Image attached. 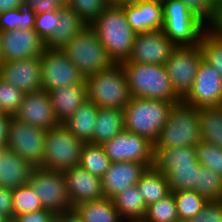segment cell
I'll return each instance as SVG.
<instances>
[{"label": "cell", "mask_w": 222, "mask_h": 222, "mask_svg": "<svg viewBox=\"0 0 222 222\" xmlns=\"http://www.w3.org/2000/svg\"><path fill=\"white\" fill-rule=\"evenodd\" d=\"M90 27L114 63H120L128 58L136 33L129 25L121 5L109 4Z\"/></svg>", "instance_id": "6da1fadb"}, {"label": "cell", "mask_w": 222, "mask_h": 222, "mask_svg": "<svg viewBox=\"0 0 222 222\" xmlns=\"http://www.w3.org/2000/svg\"><path fill=\"white\" fill-rule=\"evenodd\" d=\"M128 84L130 97L161 101L182 99L175 93L165 65L120 62Z\"/></svg>", "instance_id": "7a4b0ae2"}, {"label": "cell", "mask_w": 222, "mask_h": 222, "mask_svg": "<svg viewBox=\"0 0 222 222\" xmlns=\"http://www.w3.org/2000/svg\"><path fill=\"white\" fill-rule=\"evenodd\" d=\"M175 104L178 102L130 97L123 109L124 128L155 144Z\"/></svg>", "instance_id": "3957f363"}, {"label": "cell", "mask_w": 222, "mask_h": 222, "mask_svg": "<svg viewBox=\"0 0 222 222\" xmlns=\"http://www.w3.org/2000/svg\"><path fill=\"white\" fill-rule=\"evenodd\" d=\"M88 100L100 108L123 110L130 100L127 78L120 63L85 77Z\"/></svg>", "instance_id": "277c9868"}, {"label": "cell", "mask_w": 222, "mask_h": 222, "mask_svg": "<svg viewBox=\"0 0 222 222\" xmlns=\"http://www.w3.org/2000/svg\"><path fill=\"white\" fill-rule=\"evenodd\" d=\"M201 140L198 109L181 102L169 111L154 148L196 146Z\"/></svg>", "instance_id": "5b68a950"}, {"label": "cell", "mask_w": 222, "mask_h": 222, "mask_svg": "<svg viewBox=\"0 0 222 222\" xmlns=\"http://www.w3.org/2000/svg\"><path fill=\"white\" fill-rule=\"evenodd\" d=\"M163 32L176 46L200 44L207 25L179 0H161Z\"/></svg>", "instance_id": "8992f818"}, {"label": "cell", "mask_w": 222, "mask_h": 222, "mask_svg": "<svg viewBox=\"0 0 222 222\" xmlns=\"http://www.w3.org/2000/svg\"><path fill=\"white\" fill-rule=\"evenodd\" d=\"M61 50L84 77L115 64L90 26L85 27Z\"/></svg>", "instance_id": "52a82bcc"}, {"label": "cell", "mask_w": 222, "mask_h": 222, "mask_svg": "<svg viewBox=\"0 0 222 222\" xmlns=\"http://www.w3.org/2000/svg\"><path fill=\"white\" fill-rule=\"evenodd\" d=\"M84 144L62 123L47 130L42 168L64 172L76 167L79 164Z\"/></svg>", "instance_id": "ba28073f"}, {"label": "cell", "mask_w": 222, "mask_h": 222, "mask_svg": "<svg viewBox=\"0 0 222 222\" xmlns=\"http://www.w3.org/2000/svg\"><path fill=\"white\" fill-rule=\"evenodd\" d=\"M201 46H176L166 61L165 68L175 93L183 99L191 90L200 62Z\"/></svg>", "instance_id": "9c48e42d"}, {"label": "cell", "mask_w": 222, "mask_h": 222, "mask_svg": "<svg viewBox=\"0 0 222 222\" xmlns=\"http://www.w3.org/2000/svg\"><path fill=\"white\" fill-rule=\"evenodd\" d=\"M47 131L11 117L6 148L19 154L34 168H42Z\"/></svg>", "instance_id": "30bf717a"}, {"label": "cell", "mask_w": 222, "mask_h": 222, "mask_svg": "<svg viewBox=\"0 0 222 222\" xmlns=\"http://www.w3.org/2000/svg\"><path fill=\"white\" fill-rule=\"evenodd\" d=\"M40 62L42 89L46 92L85 82L83 74L61 49L46 48L40 56Z\"/></svg>", "instance_id": "8fae6325"}, {"label": "cell", "mask_w": 222, "mask_h": 222, "mask_svg": "<svg viewBox=\"0 0 222 222\" xmlns=\"http://www.w3.org/2000/svg\"><path fill=\"white\" fill-rule=\"evenodd\" d=\"M101 146L111 163L138 162L148 168L153 166L154 143L125 129Z\"/></svg>", "instance_id": "7c38bea8"}, {"label": "cell", "mask_w": 222, "mask_h": 222, "mask_svg": "<svg viewBox=\"0 0 222 222\" xmlns=\"http://www.w3.org/2000/svg\"><path fill=\"white\" fill-rule=\"evenodd\" d=\"M28 183L45 209L55 214L73 208L62 172L34 168Z\"/></svg>", "instance_id": "4fadbf2b"}, {"label": "cell", "mask_w": 222, "mask_h": 222, "mask_svg": "<svg viewBox=\"0 0 222 222\" xmlns=\"http://www.w3.org/2000/svg\"><path fill=\"white\" fill-rule=\"evenodd\" d=\"M182 102L197 109L222 106V77L206 61L200 62L193 86Z\"/></svg>", "instance_id": "5bb4252c"}, {"label": "cell", "mask_w": 222, "mask_h": 222, "mask_svg": "<svg viewBox=\"0 0 222 222\" xmlns=\"http://www.w3.org/2000/svg\"><path fill=\"white\" fill-rule=\"evenodd\" d=\"M175 47L162 29L137 33L130 55L122 62L164 65Z\"/></svg>", "instance_id": "9a60e30c"}, {"label": "cell", "mask_w": 222, "mask_h": 222, "mask_svg": "<svg viewBox=\"0 0 222 222\" xmlns=\"http://www.w3.org/2000/svg\"><path fill=\"white\" fill-rule=\"evenodd\" d=\"M46 48L34 29L1 31V62L40 57Z\"/></svg>", "instance_id": "2e32d148"}, {"label": "cell", "mask_w": 222, "mask_h": 222, "mask_svg": "<svg viewBox=\"0 0 222 222\" xmlns=\"http://www.w3.org/2000/svg\"><path fill=\"white\" fill-rule=\"evenodd\" d=\"M0 78L24 94L42 89L40 57L0 62Z\"/></svg>", "instance_id": "e0dca14e"}, {"label": "cell", "mask_w": 222, "mask_h": 222, "mask_svg": "<svg viewBox=\"0 0 222 222\" xmlns=\"http://www.w3.org/2000/svg\"><path fill=\"white\" fill-rule=\"evenodd\" d=\"M14 117L45 131L60 124L54 115L49 94L43 89L24 94Z\"/></svg>", "instance_id": "ac0fdd59"}, {"label": "cell", "mask_w": 222, "mask_h": 222, "mask_svg": "<svg viewBox=\"0 0 222 222\" xmlns=\"http://www.w3.org/2000/svg\"><path fill=\"white\" fill-rule=\"evenodd\" d=\"M62 174L73 207L83 202L105 198L102 179L92 175L79 165L62 172Z\"/></svg>", "instance_id": "d6986e66"}, {"label": "cell", "mask_w": 222, "mask_h": 222, "mask_svg": "<svg viewBox=\"0 0 222 222\" xmlns=\"http://www.w3.org/2000/svg\"><path fill=\"white\" fill-rule=\"evenodd\" d=\"M148 167L138 162L111 163L102 179L105 198L112 199L127 188L135 186Z\"/></svg>", "instance_id": "ffe728a7"}, {"label": "cell", "mask_w": 222, "mask_h": 222, "mask_svg": "<svg viewBox=\"0 0 222 222\" xmlns=\"http://www.w3.org/2000/svg\"><path fill=\"white\" fill-rule=\"evenodd\" d=\"M132 30L137 33L163 28V6L161 0H137L121 5Z\"/></svg>", "instance_id": "44dd1931"}, {"label": "cell", "mask_w": 222, "mask_h": 222, "mask_svg": "<svg viewBox=\"0 0 222 222\" xmlns=\"http://www.w3.org/2000/svg\"><path fill=\"white\" fill-rule=\"evenodd\" d=\"M54 115L59 123H64L79 106L88 101L85 82L48 92Z\"/></svg>", "instance_id": "7402d4cb"}, {"label": "cell", "mask_w": 222, "mask_h": 222, "mask_svg": "<svg viewBox=\"0 0 222 222\" xmlns=\"http://www.w3.org/2000/svg\"><path fill=\"white\" fill-rule=\"evenodd\" d=\"M34 167L19 154L4 147L0 161V187L15 189L28 183Z\"/></svg>", "instance_id": "603a6c76"}, {"label": "cell", "mask_w": 222, "mask_h": 222, "mask_svg": "<svg viewBox=\"0 0 222 222\" xmlns=\"http://www.w3.org/2000/svg\"><path fill=\"white\" fill-rule=\"evenodd\" d=\"M98 107L86 101L75 113L62 123L75 137L84 143H94V126Z\"/></svg>", "instance_id": "cb8c5ba5"}, {"label": "cell", "mask_w": 222, "mask_h": 222, "mask_svg": "<svg viewBox=\"0 0 222 222\" xmlns=\"http://www.w3.org/2000/svg\"><path fill=\"white\" fill-rule=\"evenodd\" d=\"M87 25L81 20L78 14L69 7L59 10L58 28L52 37L46 42L49 49H62L76 35H78Z\"/></svg>", "instance_id": "d4e9b609"}, {"label": "cell", "mask_w": 222, "mask_h": 222, "mask_svg": "<svg viewBox=\"0 0 222 222\" xmlns=\"http://www.w3.org/2000/svg\"><path fill=\"white\" fill-rule=\"evenodd\" d=\"M195 146L154 148L153 168L166 175L176 165L196 164Z\"/></svg>", "instance_id": "484cf974"}, {"label": "cell", "mask_w": 222, "mask_h": 222, "mask_svg": "<svg viewBox=\"0 0 222 222\" xmlns=\"http://www.w3.org/2000/svg\"><path fill=\"white\" fill-rule=\"evenodd\" d=\"M124 111L98 107L94 126V144L102 145L124 130Z\"/></svg>", "instance_id": "4316f807"}, {"label": "cell", "mask_w": 222, "mask_h": 222, "mask_svg": "<svg viewBox=\"0 0 222 222\" xmlns=\"http://www.w3.org/2000/svg\"><path fill=\"white\" fill-rule=\"evenodd\" d=\"M113 204L124 222H142L147 207L137 188H127L112 198Z\"/></svg>", "instance_id": "83f0119b"}, {"label": "cell", "mask_w": 222, "mask_h": 222, "mask_svg": "<svg viewBox=\"0 0 222 222\" xmlns=\"http://www.w3.org/2000/svg\"><path fill=\"white\" fill-rule=\"evenodd\" d=\"M136 186L146 207L172 193L166 175L155 170L153 167L146 170Z\"/></svg>", "instance_id": "f1b7e54d"}, {"label": "cell", "mask_w": 222, "mask_h": 222, "mask_svg": "<svg viewBox=\"0 0 222 222\" xmlns=\"http://www.w3.org/2000/svg\"><path fill=\"white\" fill-rule=\"evenodd\" d=\"M81 214L83 222H124L112 199L87 201L75 206Z\"/></svg>", "instance_id": "f546056e"}, {"label": "cell", "mask_w": 222, "mask_h": 222, "mask_svg": "<svg viewBox=\"0 0 222 222\" xmlns=\"http://www.w3.org/2000/svg\"><path fill=\"white\" fill-rule=\"evenodd\" d=\"M201 139L222 148V106L198 109Z\"/></svg>", "instance_id": "4dcf8cb0"}, {"label": "cell", "mask_w": 222, "mask_h": 222, "mask_svg": "<svg viewBox=\"0 0 222 222\" xmlns=\"http://www.w3.org/2000/svg\"><path fill=\"white\" fill-rule=\"evenodd\" d=\"M111 164L103 147L99 144L85 143L80 156L79 166L92 175L102 178Z\"/></svg>", "instance_id": "1f68e13d"}, {"label": "cell", "mask_w": 222, "mask_h": 222, "mask_svg": "<svg viewBox=\"0 0 222 222\" xmlns=\"http://www.w3.org/2000/svg\"><path fill=\"white\" fill-rule=\"evenodd\" d=\"M36 13L25 2L18 8L0 13V31L34 29Z\"/></svg>", "instance_id": "d6a6232c"}, {"label": "cell", "mask_w": 222, "mask_h": 222, "mask_svg": "<svg viewBox=\"0 0 222 222\" xmlns=\"http://www.w3.org/2000/svg\"><path fill=\"white\" fill-rule=\"evenodd\" d=\"M200 167L201 165L198 162L196 164H183L174 166V168L166 174L170 191H196L197 171Z\"/></svg>", "instance_id": "836d02e7"}, {"label": "cell", "mask_w": 222, "mask_h": 222, "mask_svg": "<svg viewBox=\"0 0 222 222\" xmlns=\"http://www.w3.org/2000/svg\"><path fill=\"white\" fill-rule=\"evenodd\" d=\"M196 192L207 201L222 200V178L209 168L197 171Z\"/></svg>", "instance_id": "e575fe53"}, {"label": "cell", "mask_w": 222, "mask_h": 222, "mask_svg": "<svg viewBox=\"0 0 222 222\" xmlns=\"http://www.w3.org/2000/svg\"><path fill=\"white\" fill-rule=\"evenodd\" d=\"M177 207V215L181 220H192L208 202L193 190L172 192Z\"/></svg>", "instance_id": "d590c367"}, {"label": "cell", "mask_w": 222, "mask_h": 222, "mask_svg": "<svg viewBox=\"0 0 222 222\" xmlns=\"http://www.w3.org/2000/svg\"><path fill=\"white\" fill-rule=\"evenodd\" d=\"M199 45L201 46L203 60L222 77V38L206 28Z\"/></svg>", "instance_id": "8d00e7d4"}, {"label": "cell", "mask_w": 222, "mask_h": 222, "mask_svg": "<svg viewBox=\"0 0 222 222\" xmlns=\"http://www.w3.org/2000/svg\"><path fill=\"white\" fill-rule=\"evenodd\" d=\"M13 219L24 213H31L44 209L39 197L29 183L12 190Z\"/></svg>", "instance_id": "74e56055"}, {"label": "cell", "mask_w": 222, "mask_h": 222, "mask_svg": "<svg viewBox=\"0 0 222 222\" xmlns=\"http://www.w3.org/2000/svg\"><path fill=\"white\" fill-rule=\"evenodd\" d=\"M177 207L173 193L147 207L142 222H177Z\"/></svg>", "instance_id": "f35d334b"}, {"label": "cell", "mask_w": 222, "mask_h": 222, "mask_svg": "<svg viewBox=\"0 0 222 222\" xmlns=\"http://www.w3.org/2000/svg\"><path fill=\"white\" fill-rule=\"evenodd\" d=\"M108 5V0H67L66 6L73 9L90 26Z\"/></svg>", "instance_id": "ab89813d"}, {"label": "cell", "mask_w": 222, "mask_h": 222, "mask_svg": "<svg viewBox=\"0 0 222 222\" xmlns=\"http://www.w3.org/2000/svg\"><path fill=\"white\" fill-rule=\"evenodd\" d=\"M195 149L198 163L222 178V148L201 140Z\"/></svg>", "instance_id": "60d3db41"}, {"label": "cell", "mask_w": 222, "mask_h": 222, "mask_svg": "<svg viewBox=\"0 0 222 222\" xmlns=\"http://www.w3.org/2000/svg\"><path fill=\"white\" fill-rule=\"evenodd\" d=\"M24 93L0 78V112L14 116L22 103Z\"/></svg>", "instance_id": "b9f144b4"}, {"label": "cell", "mask_w": 222, "mask_h": 222, "mask_svg": "<svg viewBox=\"0 0 222 222\" xmlns=\"http://www.w3.org/2000/svg\"><path fill=\"white\" fill-rule=\"evenodd\" d=\"M59 10L36 14L34 30L47 42L58 28Z\"/></svg>", "instance_id": "7bdbcfd3"}, {"label": "cell", "mask_w": 222, "mask_h": 222, "mask_svg": "<svg viewBox=\"0 0 222 222\" xmlns=\"http://www.w3.org/2000/svg\"><path fill=\"white\" fill-rule=\"evenodd\" d=\"M184 3L189 10L208 25L215 16V11L210 4V0H179Z\"/></svg>", "instance_id": "ee69618b"}, {"label": "cell", "mask_w": 222, "mask_h": 222, "mask_svg": "<svg viewBox=\"0 0 222 222\" xmlns=\"http://www.w3.org/2000/svg\"><path fill=\"white\" fill-rule=\"evenodd\" d=\"M193 222H222V200L208 201Z\"/></svg>", "instance_id": "f6af8a7d"}, {"label": "cell", "mask_w": 222, "mask_h": 222, "mask_svg": "<svg viewBox=\"0 0 222 222\" xmlns=\"http://www.w3.org/2000/svg\"><path fill=\"white\" fill-rule=\"evenodd\" d=\"M23 2L27 3L36 14L60 10L67 5V0H23Z\"/></svg>", "instance_id": "bcb514c9"}, {"label": "cell", "mask_w": 222, "mask_h": 222, "mask_svg": "<svg viewBox=\"0 0 222 222\" xmlns=\"http://www.w3.org/2000/svg\"><path fill=\"white\" fill-rule=\"evenodd\" d=\"M12 222H55V213L44 208L31 213L19 214Z\"/></svg>", "instance_id": "7dc6e473"}, {"label": "cell", "mask_w": 222, "mask_h": 222, "mask_svg": "<svg viewBox=\"0 0 222 222\" xmlns=\"http://www.w3.org/2000/svg\"><path fill=\"white\" fill-rule=\"evenodd\" d=\"M0 214L13 220L12 189L0 187Z\"/></svg>", "instance_id": "c3c4849f"}, {"label": "cell", "mask_w": 222, "mask_h": 222, "mask_svg": "<svg viewBox=\"0 0 222 222\" xmlns=\"http://www.w3.org/2000/svg\"><path fill=\"white\" fill-rule=\"evenodd\" d=\"M55 222H83L81 214L75 207L55 214Z\"/></svg>", "instance_id": "681fc988"}, {"label": "cell", "mask_w": 222, "mask_h": 222, "mask_svg": "<svg viewBox=\"0 0 222 222\" xmlns=\"http://www.w3.org/2000/svg\"><path fill=\"white\" fill-rule=\"evenodd\" d=\"M11 117L6 114H0V147H6L7 145Z\"/></svg>", "instance_id": "f907efd6"}, {"label": "cell", "mask_w": 222, "mask_h": 222, "mask_svg": "<svg viewBox=\"0 0 222 222\" xmlns=\"http://www.w3.org/2000/svg\"><path fill=\"white\" fill-rule=\"evenodd\" d=\"M207 28L222 38V7L215 11L213 20L207 25Z\"/></svg>", "instance_id": "816d5d0a"}, {"label": "cell", "mask_w": 222, "mask_h": 222, "mask_svg": "<svg viewBox=\"0 0 222 222\" xmlns=\"http://www.w3.org/2000/svg\"><path fill=\"white\" fill-rule=\"evenodd\" d=\"M22 2L23 0H0V13L16 9Z\"/></svg>", "instance_id": "f5cc1de1"}, {"label": "cell", "mask_w": 222, "mask_h": 222, "mask_svg": "<svg viewBox=\"0 0 222 222\" xmlns=\"http://www.w3.org/2000/svg\"><path fill=\"white\" fill-rule=\"evenodd\" d=\"M137 0H108L109 4L112 5H122L126 3L136 2Z\"/></svg>", "instance_id": "db71d44e"}, {"label": "cell", "mask_w": 222, "mask_h": 222, "mask_svg": "<svg viewBox=\"0 0 222 222\" xmlns=\"http://www.w3.org/2000/svg\"><path fill=\"white\" fill-rule=\"evenodd\" d=\"M210 4L213 7L214 11H217L222 7V0H210Z\"/></svg>", "instance_id": "11a10c76"}, {"label": "cell", "mask_w": 222, "mask_h": 222, "mask_svg": "<svg viewBox=\"0 0 222 222\" xmlns=\"http://www.w3.org/2000/svg\"><path fill=\"white\" fill-rule=\"evenodd\" d=\"M0 222H12V220L0 214Z\"/></svg>", "instance_id": "9f6ffc18"}, {"label": "cell", "mask_w": 222, "mask_h": 222, "mask_svg": "<svg viewBox=\"0 0 222 222\" xmlns=\"http://www.w3.org/2000/svg\"><path fill=\"white\" fill-rule=\"evenodd\" d=\"M3 152H4V147H0V161H1V156H2Z\"/></svg>", "instance_id": "6f0895ef"}, {"label": "cell", "mask_w": 222, "mask_h": 222, "mask_svg": "<svg viewBox=\"0 0 222 222\" xmlns=\"http://www.w3.org/2000/svg\"><path fill=\"white\" fill-rule=\"evenodd\" d=\"M177 222H193L192 220H181L179 219Z\"/></svg>", "instance_id": "680465c9"}, {"label": "cell", "mask_w": 222, "mask_h": 222, "mask_svg": "<svg viewBox=\"0 0 222 222\" xmlns=\"http://www.w3.org/2000/svg\"><path fill=\"white\" fill-rule=\"evenodd\" d=\"M0 62H1V31H0Z\"/></svg>", "instance_id": "91938a15"}]
</instances>
